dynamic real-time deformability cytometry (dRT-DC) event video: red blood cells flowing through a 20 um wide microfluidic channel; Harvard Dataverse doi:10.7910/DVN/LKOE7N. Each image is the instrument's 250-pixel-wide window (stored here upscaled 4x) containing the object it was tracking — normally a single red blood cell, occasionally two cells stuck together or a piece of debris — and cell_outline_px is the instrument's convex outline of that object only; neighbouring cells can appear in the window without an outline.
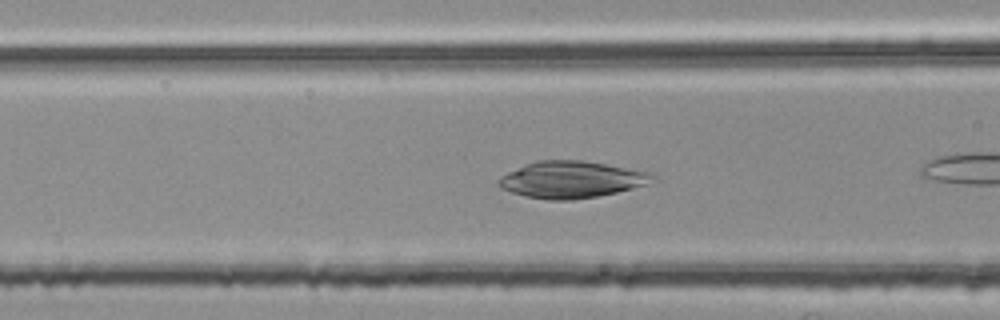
{"species": "common noctule bat (a hibernating species)", "species_latin": "Nyctalus noctula", "temperature_condition": "room temperature", "stored_images_in_passage": 27, "camera_frame_rate_fps": 3000, "um_per_image_px": 0.085, "animal": {"sex": "female", "body_mass_g": 25.1}, "frame": {"image": 1, "passage_image": 16, "time_ms": 5.0, "image_size_px": [1000, 320], "cell_outline_px": [[656, 176], [644, 184], [632, 188], [616, 192], [596, 196], [572, 200], [548, 200], [524, 196], [500, 188], [496, 184], [496, 180], [500, 176], [524, 164], [536, 160], [584, 160], [656, 172]], "centroid_in_image_um": [48.54, 15.25], "position_along_channel_um": 118.1, "area_um2": 33.23}}